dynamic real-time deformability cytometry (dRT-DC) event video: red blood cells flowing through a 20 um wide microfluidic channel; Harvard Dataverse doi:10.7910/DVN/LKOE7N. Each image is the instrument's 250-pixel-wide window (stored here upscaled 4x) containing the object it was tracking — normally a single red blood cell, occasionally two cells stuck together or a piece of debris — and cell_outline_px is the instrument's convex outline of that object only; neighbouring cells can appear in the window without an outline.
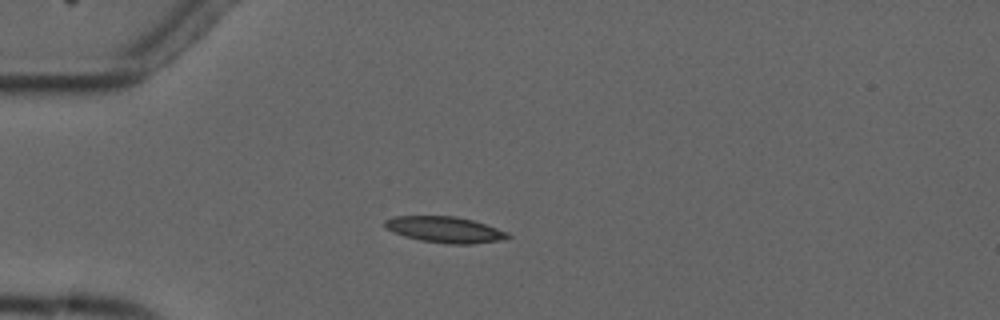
{"species": "common noctule bat (a hibernating species)", "species_latin": "Nyctalus noctula", "temperature_condition": "cold", "stored_images_in_passage": 6, "camera_frame_rate_fps": 3000, "um_per_image_px": 0.085, "animal": {"sex": "male", "forearm_length_mm": 52.5}, "frame": {"image": 1, "passage_image": 4, "time_ms": 3.333, "image_size_px": [1000, 320], "cell_outline_px": [[512, 236], [500, 240], [472, 244], [448, 244], [420, 240], [404, 236], [392, 232], [384, 224], [384, 220], [396, 216], [456, 216], [472, 220], [508, 232]], "centroid_in_image_um": [37.81, 19.52], "position_along_channel_um": 47.2, "area_um2": 18.55}}
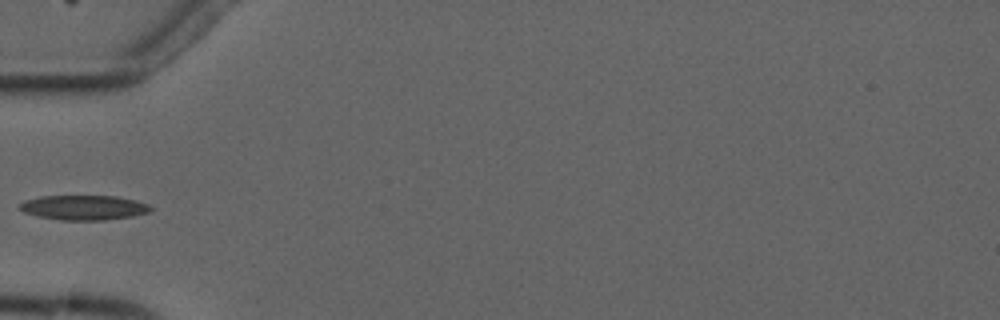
{"frame": {"image": 2, "passage_image": 5, "time_ms": 4.667, "image_size_px": [1000, 320], "cell_outline_px": [[152, 208], [148, 212], [132, 216], [104, 220], [60, 220], [36, 216], [24, 212], [16, 204], [24, 200], [40, 196], [116, 196], [148, 204]], "centroid_in_image_um": [7.05, 17.64], "position_along_channel_um": 78.0, "area_um2": 18.84}}
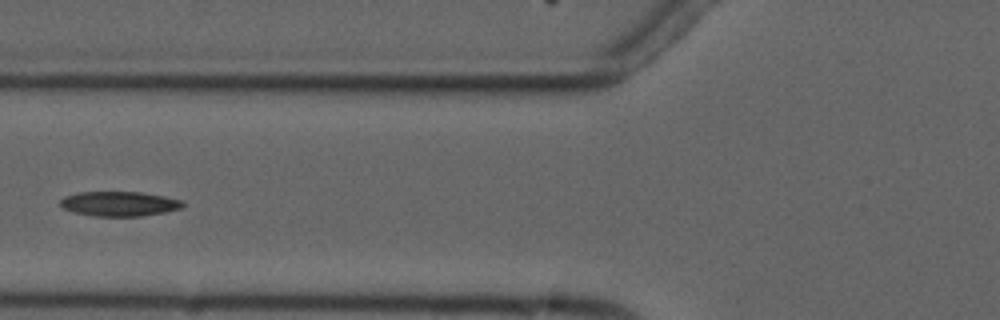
{"frame": {"image": 3, "passage_image": 6, "time_ms": 5.667, "image_size_px": [1000, 320], "cell_outline_px": [[184, 208], [164, 212], [140, 216], [96, 216], [72, 212], [64, 208], [60, 204], [60, 200], [64, 196], [76, 192], [140, 192], [164, 196], [184, 200]], "centroid_in_image_um": [10.15, 17.31], "position_along_channel_um": 115.6, "area_um2": 17.74}}